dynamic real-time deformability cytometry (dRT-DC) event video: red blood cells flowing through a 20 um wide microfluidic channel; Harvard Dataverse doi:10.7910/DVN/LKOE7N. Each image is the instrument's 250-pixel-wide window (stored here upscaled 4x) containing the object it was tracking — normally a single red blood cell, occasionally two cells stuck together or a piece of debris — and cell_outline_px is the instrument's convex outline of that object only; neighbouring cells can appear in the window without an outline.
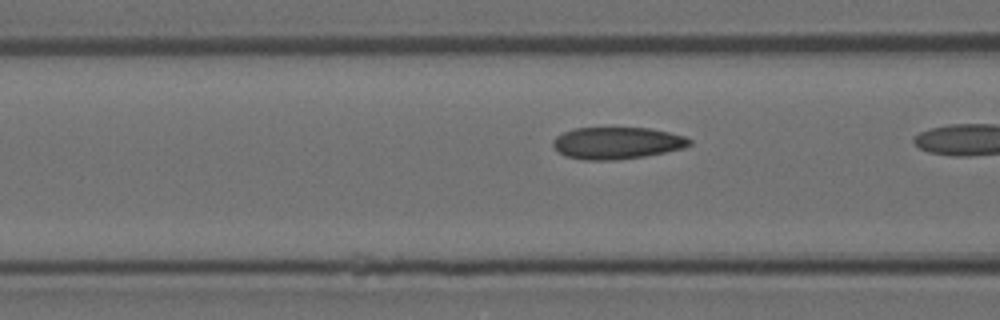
{"species": "Egyptian fruit bat (a non-hibernating species)", "species_latin": "Rousettus aegyptiacus", "temperature_condition": "room temperature", "stored_images_in_passage": 8, "camera_frame_rate_fps": 3000, "um_per_image_px": 0.085, "animal": {"sex": "female"}, "frame": {"image": 1, "passage_image": 8, "time_ms": 2.333, "image_size_px": [1000, 320], "cell_outline_px": [[692, 144], [684, 148], [644, 156], [616, 160], [584, 160], [564, 156], [552, 144], [552, 140], [556, 136], [572, 128], [648, 128], [668, 132], [684, 136], [692, 140]], "centroid_in_image_um": [52.43, 12.16], "position_along_channel_um": 114.2, "area_um2": 25.37}}